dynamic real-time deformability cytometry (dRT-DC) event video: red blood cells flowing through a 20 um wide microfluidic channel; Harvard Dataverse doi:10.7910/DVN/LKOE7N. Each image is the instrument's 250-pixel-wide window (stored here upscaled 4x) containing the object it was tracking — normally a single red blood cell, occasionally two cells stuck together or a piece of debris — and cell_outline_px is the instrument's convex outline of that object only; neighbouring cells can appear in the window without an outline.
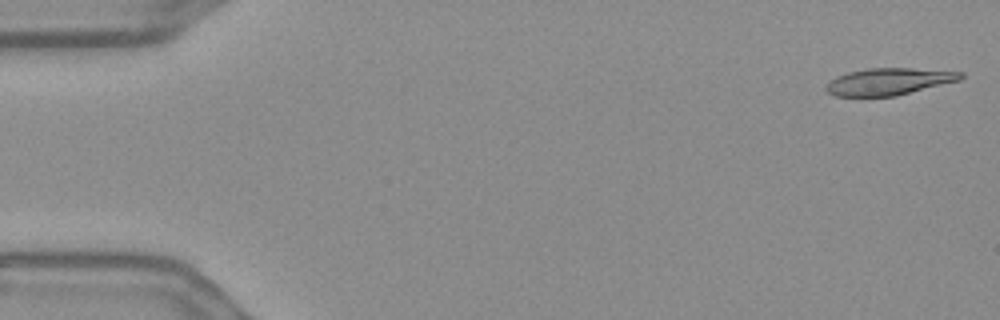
{"species": "Egyptian fruit bat (a non-hibernating species)", "species_latin": "Rousettus aegyptiacus", "temperature_condition": "warm", "stored_images_in_passage": 55, "camera_frame_rate_fps": 3000, "um_per_image_px": 0.085, "frame": {"image": 1, "passage_image": 1, "time_ms": 0.0, "image_size_px": [1000, 320], "cell_outline_px": [[964, 76], [960, 80], [896, 96], [836, 96], [828, 92], [824, 88], [828, 80], [836, 76], [848, 72], [868, 68], [912, 68], [964, 72]], "centroid_in_image_um": [75.53, 6.92], "position_along_channel_um": 9.5, "area_um2": 21.21}}
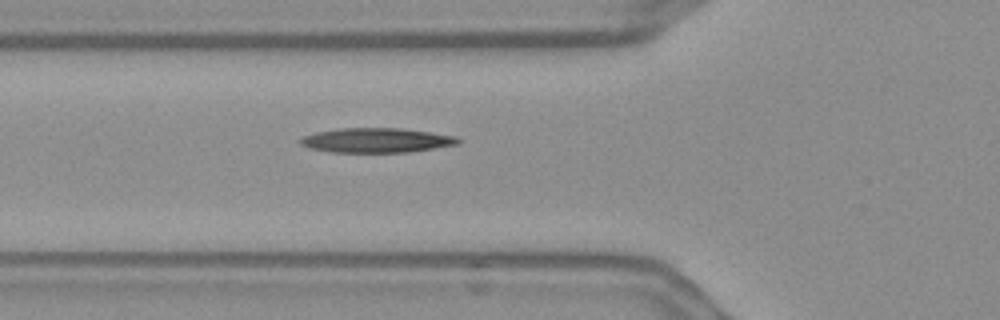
{"frame": {"image": 2, "passage_image": 19, "time_ms": 6.0, "image_size_px": [1000, 320], "cell_outline_px": [[464, 140], [460, 144], [408, 152], [328, 152], [308, 148], [300, 144], [296, 140], [304, 136], [316, 132], [340, 128], [400, 128], [456, 136]], "centroid_in_image_um": [31.98, 11.93], "position_along_channel_um": 93.8, "area_um2": 22.77}}
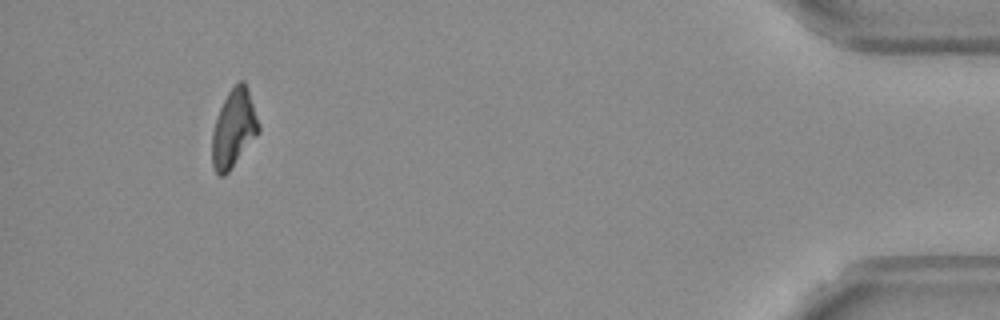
{"frame": {"image": 3, "passage_image": 51, "time_ms": 16.667, "image_size_px": [1000, 320], "cell_outline_px": [[260, 132], [228, 172], [224, 176], [220, 176], [216, 172], [212, 164], [212, 132], [216, 116], [228, 92], [240, 80], [244, 80], [248, 88], [260, 124]], "centroid_in_image_um": [19.88, 10.91], "position_along_channel_um": 415.3, "area_um2": 21.15}, "authors_computed_cell_mechanics": {"area_um2": 21.964, "velocity_mm_per_s": 3.6556, "shape_relaxation_time_tau1_ms": null, "shape_relaxation_time_tau2_ms": 11.3315, "deformation_change_tau1": null, "deformation_change_tau2": 0.2802}}